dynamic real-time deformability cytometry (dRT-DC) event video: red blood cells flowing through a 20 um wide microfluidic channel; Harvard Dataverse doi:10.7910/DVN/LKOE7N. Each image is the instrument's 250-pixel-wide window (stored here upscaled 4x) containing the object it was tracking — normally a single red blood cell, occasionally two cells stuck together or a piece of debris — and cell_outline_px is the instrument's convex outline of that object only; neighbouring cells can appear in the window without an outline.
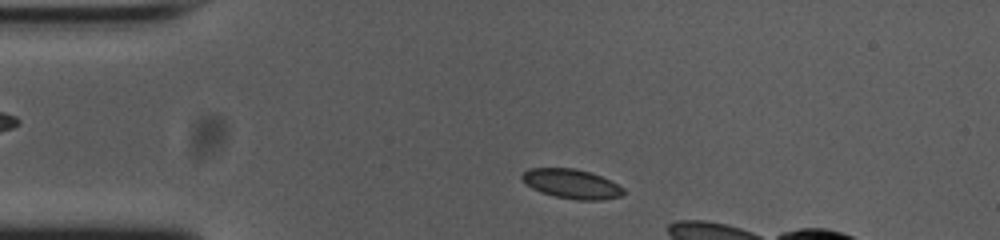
{"species": "common noctule bat (a hibernating species)", "species_latin": "Nyctalus noctula", "temperature_condition": "cold", "stored_images_in_passage": 8, "camera_frame_rate_fps": 3000, "um_per_image_px": 0.085, "animal": {"sex": "female", "body_mass_g": 23.0, "forearm_length_mm": 53.4}, "frame": {"image": 1, "passage_image": 1, "time_ms": 0.0, "image_size_px": [1000, 240], "cell_outline_px": [[624, 192], [620, 196], [600, 200], [576, 200], [556, 196], [540, 192], [532, 188], [520, 176], [528, 168], [572, 168], [588, 172], [600, 176], [624, 188]], "centroid_in_image_um": [48.57, 15.63], "position_along_channel_um": 36.4, "area_um2": 17.05}}